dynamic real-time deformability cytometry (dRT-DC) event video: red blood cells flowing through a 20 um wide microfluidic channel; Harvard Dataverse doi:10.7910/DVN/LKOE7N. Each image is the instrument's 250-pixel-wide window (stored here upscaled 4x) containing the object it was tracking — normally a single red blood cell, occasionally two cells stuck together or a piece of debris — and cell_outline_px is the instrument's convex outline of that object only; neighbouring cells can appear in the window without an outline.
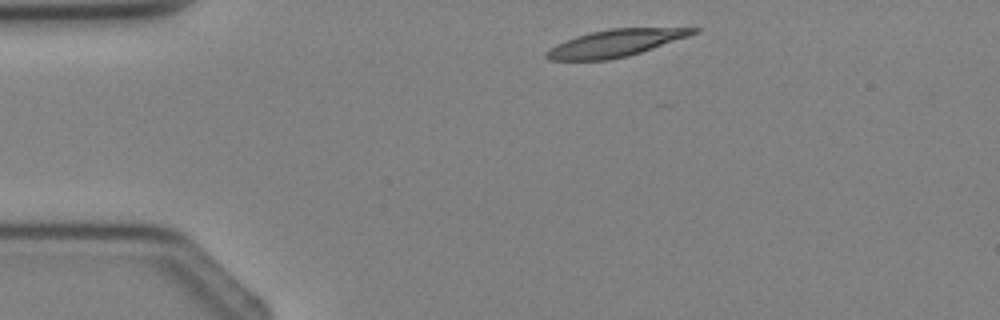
{"species": "Egyptian fruit bat (a non-hibernating species)", "species_latin": "Rousettus aegyptiacus", "temperature_condition": "cold", "stored_images_in_passage": 2, "camera_frame_rate_fps": 3000, "um_per_image_px": 0.085, "animal": {"sex": "female"}, "frame": {"image": 1, "passage_image": 1, "time_ms": 0.0, "image_size_px": [1000, 320], "cell_outline_px": [[700, 32], [628, 56], [608, 60], [548, 60], [544, 56], [544, 52], [548, 48], [556, 44], [576, 36], [592, 32], [612, 28], [700, 28]], "centroid_in_image_um": [52.26, 3.67], "position_along_channel_um": 32.7, "area_um2": 23.0}}